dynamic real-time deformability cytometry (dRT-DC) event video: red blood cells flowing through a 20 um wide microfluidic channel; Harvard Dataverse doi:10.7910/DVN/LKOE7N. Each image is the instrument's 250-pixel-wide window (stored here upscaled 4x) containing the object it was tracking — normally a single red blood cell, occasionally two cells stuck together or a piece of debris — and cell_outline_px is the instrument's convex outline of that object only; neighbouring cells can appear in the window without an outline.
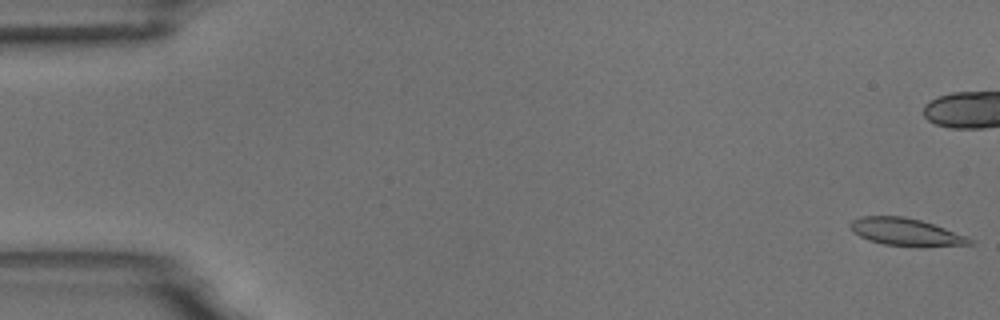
{"species": "common noctule bat (a hibernating species)", "species_latin": "Nyctalus noctula", "temperature_condition": "room temperature", "stored_images_in_passage": 8, "camera_frame_rate_fps": 3000, "um_per_image_px": 0.085, "animal": {"sex": "male", "body_mass_g": 18.8}, "frame": {"image": 1, "passage_image": 1, "time_ms": 0.0, "image_size_px": [1000, 320], "cell_outline_px": [[976, 244], [924, 248], [920, 248], [884, 244], [868, 240], [852, 232], [848, 224], [852, 220], [860, 216], [904, 216], [920, 220], [968, 236], [976, 240]], "centroid_in_image_um": [77.06, 19.75], "position_along_channel_um": 7.9, "area_um2": 19.71}}